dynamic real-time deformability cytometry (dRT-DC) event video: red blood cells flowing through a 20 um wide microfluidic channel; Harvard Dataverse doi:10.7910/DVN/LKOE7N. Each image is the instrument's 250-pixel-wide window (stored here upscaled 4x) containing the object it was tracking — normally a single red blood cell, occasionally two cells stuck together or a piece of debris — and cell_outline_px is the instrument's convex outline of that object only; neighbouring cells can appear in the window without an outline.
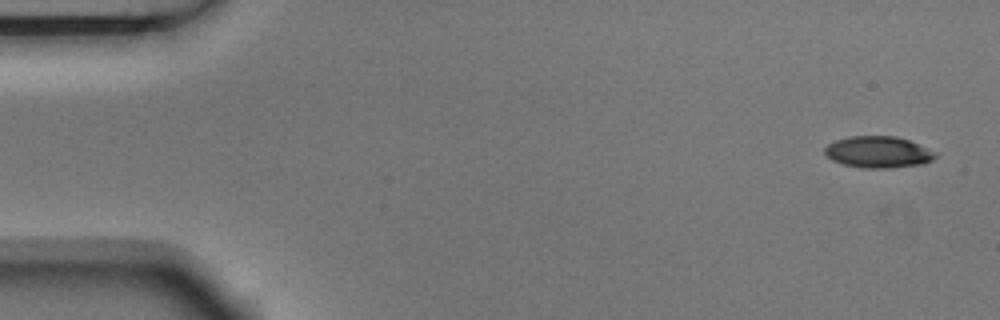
{"species": "Egyptian fruit bat (a non-hibernating species)", "species_latin": "Rousettus aegyptiacus", "temperature_condition": "room temperature", "stored_images_in_passage": 6, "camera_frame_rate_fps": 3000, "um_per_image_px": 0.085, "animal": {"sex": "male"}, "frame": {"image": 1, "passage_image": 1, "time_ms": 0.0, "image_size_px": [1000, 320], "cell_outline_px": [[936, 156], [932, 160], [924, 164], [888, 168], [864, 168], [844, 164], [832, 160], [824, 152], [824, 148], [828, 144], [836, 140], [848, 136], [896, 136], [908, 140], [936, 152]], "centroid_in_image_um": [74.64, 12.92], "position_along_channel_um": 10.4, "area_um2": 20.23}}
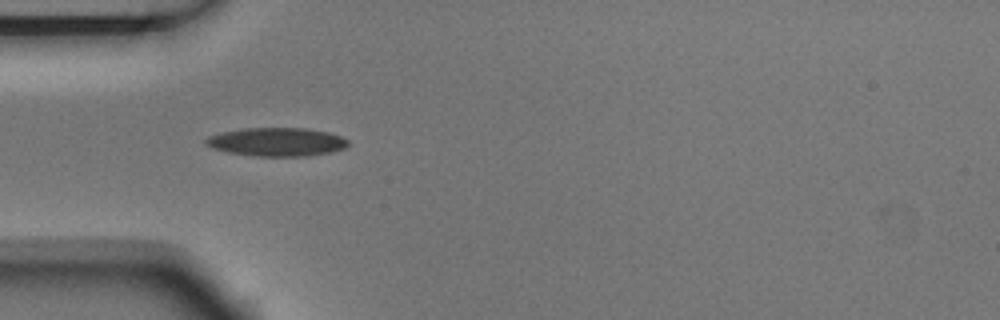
{"frame": {"image": 2, "passage_image": 5, "time_ms": 1.333, "image_size_px": [1000, 320], "cell_outline_px": [[348, 144], [344, 148], [332, 152], [304, 156], [256, 156], [228, 152], [212, 148], [204, 144], [204, 140], [208, 136], [220, 132], [244, 128], [304, 128], [328, 132], [340, 136], [348, 140]], "centroid_in_image_um": [23.49, 12.06], "position_along_channel_um": 61.5, "area_um2": 23.64}}
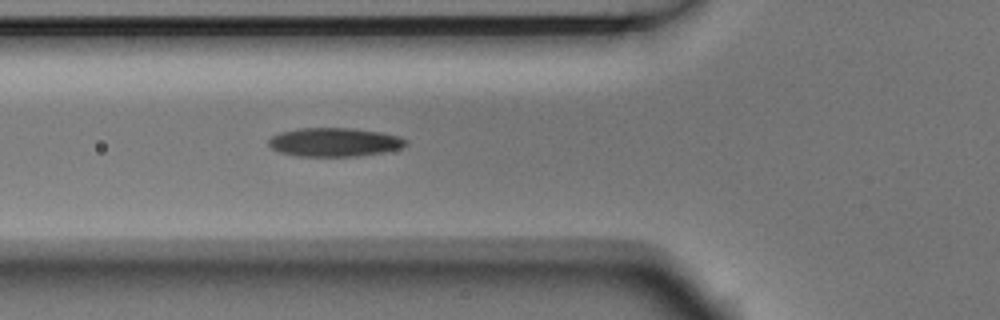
{"frame": {"image": 3, "passage_image": 6, "time_ms": 1.667, "image_size_px": [1000, 320], "cell_outline_px": [[408, 144], [400, 148], [384, 152], [360, 156], [296, 156], [280, 152], [272, 148], [268, 144], [268, 140], [272, 136], [280, 132], [300, 128], [352, 128], [380, 132], [400, 136], [408, 140]], "centroid_in_image_um": [28.44, 12.08], "position_along_channel_um": 97.4, "area_um2": 23.06}}